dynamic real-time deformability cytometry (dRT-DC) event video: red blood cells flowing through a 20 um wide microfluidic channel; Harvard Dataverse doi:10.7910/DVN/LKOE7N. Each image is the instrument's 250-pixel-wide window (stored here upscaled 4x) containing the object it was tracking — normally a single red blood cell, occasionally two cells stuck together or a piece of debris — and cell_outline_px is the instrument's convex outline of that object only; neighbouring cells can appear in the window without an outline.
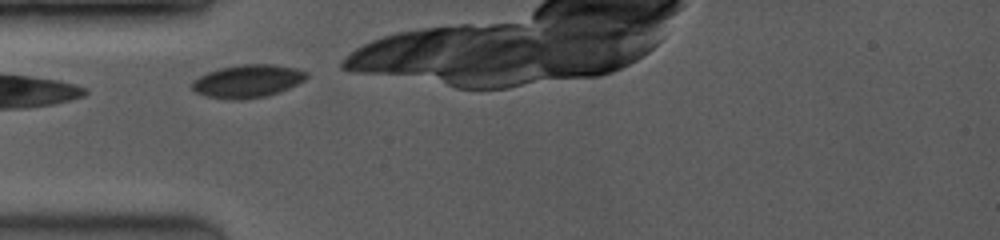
{"species": "common noctule bat (a hibernating species)", "species_latin": "Nyctalus noctula", "temperature_condition": "room temperature", "stored_images_in_passage": 9, "camera_frame_rate_fps": 3500, "um_per_image_px": 0.085, "animal": {"sex": "female", "body_mass_g": 19.0, "forearm_length_mm": 53.3}, "frame": {"image": 1, "passage_image": 1, "time_ms": 0.0, "image_size_px": [1000, 240], "cell_outline_px": [[308, 76], [304, 80], [288, 88], [264, 96], [244, 100], [228, 100], [208, 96], [196, 92], [192, 88], [192, 84], [200, 76], [208, 72], [220, 68], [244, 64], [272, 64], [296, 68], [308, 72]], "centroid_in_image_um": [21.06, 6.9], "position_along_channel_um": 63.9, "area_um2": 21.68}}